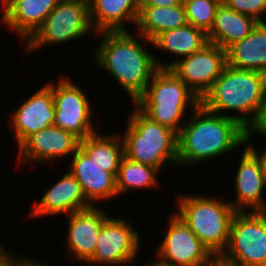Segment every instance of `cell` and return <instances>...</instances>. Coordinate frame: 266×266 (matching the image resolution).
I'll list each match as a JSON object with an SVG mask.
<instances>
[{"instance_id":"cell-1","label":"cell","mask_w":266,"mask_h":266,"mask_svg":"<svg viewBox=\"0 0 266 266\" xmlns=\"http://www.w3.org/2000/svg\"><path fill=\"white\" fill-rule=\"evenodd\" d=\"M136 35H132L130 31L96 33L95 36L101 41L92 56L93 64L113 75L133 103L143 95L159 69V58L151 54L149 48L146 49V45L152 46V41Z\"/></svg>"},{"instance_id":"cell-3","label":"cell","mask_w":266,"mask_h":266,"mask_svg":"<svg viewBox=\"0 0 266 266\" xmlns=\"http://www.w3.org/2000/svg\"><path fill=\"white\" fill-rule=\"evenodd\" d=\"M265 102L266 74L229 65L200 100L206 110L235 119L247 131L258 120Z\"/></svg>"},{"instance_id":"cell-21","label":"cell","mask_w":266,"mask_h":266,"mask_svg":"<svg viewBox=\"0 0 266 266\" xmlns=\"http://www.w3.org/2000/svg\"><path fill=\"white\" fill-rule=\"evenodd\" d=\"M227 65L266 74V22H258L249 35L226 49Z\"/></svg>"},{"instance_id":"cell-4","label":"cell","mask_w":266,"mask_h":266,"mask_svg":"<svg viewBox=\"0 0 266 266\" xmlns=\"http://www.w3.org/2000/svg\"><path fill=\"white\" fill-rule=\"evenodd\" d=\"M201 195H177L175 202L178 209L174 213L214 257H220L227 248L236 210L229 201Z\"/></svg>"},{"instance_id":"cell-2","label":"cell","mask_w":266,"mask_h":266,"mask_svg":"<svg viewBox=\"0 0 266 266\" xmlns=\"http://www.w3.org/2000/svg\"><path fill=\"white\" fill-rule=\"evenodd\" d=\"M189 113L178 133V166L211 161L246 144L248 131L235 119L212 113L201 104Z\"/></svg>"},{"instance_id":"cell-12","label":"cell","mask_w":266,"mask_h":266,"mask_svg":"<svg viewBox=\"0 0 266 266\" xmlns=\"http://www.w3.org/2000/svg\"><path fill=\"white\" fill-rule=\"evenodd\" d=\"M226 65V50L208 43L200 51L177 60L170 69L201 100Z\"/></svg>"},{"instance_id":"cell-18","label":"cell","mask_w":266,"mask_h":266,"mask_svg":"<svg viewBox=\"0 0 266 266\" xmlns=\"http://www.w3.org/2000/svg\"><path fill=\"white\" fill-rule=\"evenodd\" d=\"M91 207L81 190L80 184L67 171L56 183L47 188L28 217L32 218L33 216L34 219H38L39 217L57 216L58 214L68 216Z\"/></svg>"},{"instance_id":"cell-31","label":"cell","mask_w":266,"mask_h":266,"mask_svg":"<svg viewBox=\"0 0 266 266\" xmlns=\"http://www.w3.org/2000/svg\"><path fill=\"white\" fill-rule=\"evenodd\" d=\"M183 4V0H139V7H173Z\"/></svg>"},{"instance_id":"cell-32","label":"cell","mask_w":266,"mask_h":266,"mask_svg":"<svg viewBox=\"0 0 266 266\" xmlns=\"http://www.w3.org/2000/svg\"><path fill=\"white\" fill-rule=\"evenodd\" d=\"M251 140V137H247V140H246V144H248V146L259 156V158L261 159V162H262V166H263V171H264V175H265V178H266V148L261 151V150H258L254 147V144H251L249 141ZM258 150V151H257ZM261 151V152H259Z\"/></svg>"},{"instance_id":"cell-28","label":"cell","mask_w":266,"mask_h":266,"mask_svg":"<svg viewBox=\"0 0 266 266\" xmlns=\"http://www.w3.org/2000/svg\"><path fill=\"white\" fill-rule=\"evenodd\" d=\"M223 3L235 12L253 17L257 22H265L262 16L266 14V0H224Z\"/></svg>"},{"instance_id":"cell-26","label":"cell","mask_w":266,"mask_h":266,"mask_svg":"<svg viewBox=\"0 0 266 266\" xmlns=\"http://www.w3.org/2000/svg\"><path fill=\"white\" fill-rule=\"evenodd\" d=\"M159 170L146 164L138 163L123 157L116 176L118 196L131 192L130 190H145L158 188Z\"/></svg>"},{"instance_id":"cell-13","label":"cell","mask_w":266,"mask_h":266,"mask_svg":"<svg viewBox=\"0 0 266 266\" xmlns=\"http://www.w3.org/2000/svg\"><path fill=\"white\" fill-rule=\"evenodd\" d=\"M80 148V139L55 125L29 136L19 147L21 163H52L73 155Z\"/></svg>"},{"instance_id":"cell-16","label":"cell","mask_w":266,"mask_h":266,"mask_svg":"<svg viewBox=\"0 0 266 266\" xmlns=\"http://www.w3.org/2000/svg\"><path fill=\"white\" fill-rule=\"evenodd\" d=\"M55 107L52 90L44 83L40 89L28 97L14 110L10 131L19 147L29 136L54 124Z\"/></svg>"},{"instance_id":"cell-25","label":"cell","mask_w":266,"mask_h":266,"mask_svg":"<svg viewBox=\"0 0 266 266\" xmlns=\"http://www.w3.org/2000/svg\"><path fill=\"white\" fill-rule=\"evenodd\" d=\"M109 134L94 133L80 140V148L101 168L116 177L124 157V147L121 133Z\"/></svg>"},{"instance_id":"cell-20","label":"cell","mask_w":266,"mask_h":266,"mask_svg":"<svg viewBox=\"0 0 266 266\" xmlns=\"http://www.w3.org/2000/svg\"><path fill=\"white\" fill-rule=\"evenodd\" d=\"M90 21L96 33L129 31L126 22L137 24L139 0H88Z\"/></svg>"},{"instance_id":"cell-29","label":"cell","mask_w":266,"mask_h":266,"mask_svg":"<svg viewBox=\"0 0 266 266\" xmlns=\"http://www.w3.org/2000/svg\"><path fill=\"white\" fill-rule=\"evenodd\" d=\"M256 133L266 137V102L264 103L261 113L256 123L248 130L247 137H252Z\"/></svg>"},{"instance_id":"cell-15","label":"cell","mask_w":266,"mask_h":266,"mask_svg":"<svg viewBox=\"0 0 266 266\" xmlns=\"http://www.w3.org/2000/svg\"><path fill=\"white\" fill-rule=\"evenodd\" d=\"M67 217V254L73 261L87 264L93 258L100 230L109 214L103 207L92 206Z\"/></svg>"},{"instance_id":"cell-17","label":"cell","mask_w":266,"mask_h":266,"mask_svg":"<svg viewBox=\"0 0 266 266\" xmlns=\"http://www.w3.org/2000/svg\"><path fill=\"white\" fill-rule=\"evenodd\" d=\"M71 159L69 172L80 184L91 206H100L96 203L118 197L116 177L111 172L101 168L81 148L72 155Z\"/></svg>"},{"instance_id":"cell-34","label":"cell","mask_w":266,"mask_h":266,"mask_svg":"<svg viewBox=\"0 0 266 266\" xmlns=\"http://www.w3.org/2000/svg\"><path fill=\"white\" fill-rule=\"evenodd\" d=\"M146 266H166V265L160 264V263H158L156 261H150V263L147 264Z\"/></svg>"},{"instance_id":"cell-22","label":"cell","mask_w":266,"mask_h":266,"mask_svg":"<svg viewBox=\"0 0 266 266\" xmlns=\"http://www.w3.org/2000/svg\"><path fill=\"white\" fill-rule=\"evenodd\" d=\"M208 43L207 33L189 23L163 32L152 40L154 48L176 57L175 61H170L169 63L159 62V68H170L177 60L200 51Z\"/></svg>"},{"instance_id":"cell-10","label":"cell","mask_w":266,"mask_h":266,"mask_svg":"<svg viewBox=\"0 0 266 266\" xmlns=\"http://www.w3.org/2000/svg\"><path fill=\"white\" fill-rule=\"evenodd\" d=\"M126 218L109 216L103 223L89 265L126 266L136 260L141 250V236Z\"/></svg>"},{"instance_id":"cell-23","label":"cell","mask_w":266,"mask_h":266,"mask_svg":"<svg viewBox=\"0 0 266 266\" xmlns=\"http://www.w3.org/2000/svg\"><path fill=\"white\" fill-rule=\"evenodd\" d=\"M257 23L253 17L235 12L222 2L217 8L213 26L207 33L209 43L226 50L247 37Z\"/></svg>"},{"instance_id":"cell-14","label":"cell","mask_w":266,"mask_h":266,"mask_svg":"<svg viewBox=\"0 0 266 266\" xmlns=\"http://www.w3.org/2000/svg\"><path fill=\"white\" fill-rule=\"evenodd\" d=\"M235 176V198L230 201L236 211H266V178L259 156L245 144ZM236 199V200H235ZM247 208V209H246Z\"/></svg>"},{"instance_id":"cell-24","label":"cell","mask_w":266,"mask_h":266,"mask_svg":"<svg viewBox=\"0 0 266 266\" xmlns=\"http://www.w3.org/2000/svg\"><path fill=\"white\" fill-rule=\"evenodd\" d=\"M188 24L183 4L173 7H139L135 34L150 41L157 35Z\"/></svg>"},{"instance_id":"cell-27","label":"cell","mask_w":266,"mask_h":266,"mask_svg":"<svg viewBox=\"0 0 266 266\" xmlns=\"http://www.w3.org/2000/svg\"><path fill=\"white\" fill-rule=\"evenodd\" d=\"M222 2L217 0H183L187 22L208 33L213 26L217 8Z\"/></svg>"},{"instance_id":"cell-33","label":"cell","mask_w":266,"mask_h":266,"mask_svg":"<svg viewBox=\"0 0 266 266\" xmlns=\"http://www.w3.org/2000/svg\"><path fill=\"white\" fill-rule=\"evenodd\" d=\"M210 266H237V265L231 264L223 260L221 257H214L210 263Z\"/></svg>"},{"instance_id":"cell-7","label":"cell","mask_w":266,"mask_h":266,"mask_svg":"<svg viewBox=\"0 0 266 266\" xmlns=\"http://www.w3.org/2000/svg\"><path fill=\"white\" fill-rule=\"evenodd\" d=\"M96 34L90 21L88 0H60L44 23L25 42L30 54L50 44L58 45Z\"/></svg>"},{"instance_id":"cell-30","label":"cell","mask_w":266,"mask_h":266,"mask_svg":"<svg viewBox=\"0 0 266 266\" xmlns=\"http://www.w3.org/2000/svg\"><path fill=\"white\" fill-rule=\"evenodd\" d=\"M4 245H0V266H21V256L15 255L12 251H6Z\"/></svg>"},{"instance_id":"cell-8","label":"cell","mask_w":266,"mask_h":266,"mask_svg":"<svg viewBox=\"0 0 266 266\" xmlns=\"http://www.w3.org/2000/svg\"><path fill=\"white\" fill-rule=\"evenodd\" d=\"M220 257L237 266H266V211H236Z\"/></svg>"},{"instance_id":"cell-19","label":"cell","mask_w":266,"mask_h":266,"mask_svg":"<svg viewBox=\"0 0 266 266\" xmlns=\"http://www.w3.org/2000/svg\"><path fill=\"white\" fill-rule=\"evenodd\" d=\"M60 0H1V25L16 32L19 41L28 40L44 23Z\"/></svg>"},{"instance_id":"cell-9","label":"cell","mask_w":266,"mask_h":266,"mask_svg":"<svg viewBox=\"0 0 266 266\" xmlns=\"http://www.w3.org/2000/svg\"><path fill=\"white\" fill-rule=\"evenodd\" d=\"M70 78L60 76L56 83L50 80L46 85L52 90L55 107V126L74 134L80 140L99 131L93 125L90 98Z\"/></svg>"},{"instance_id":"cell-11","label":"cell","mask_w":266,"mask_h":266,"mask_svg":"<svg viewBox=\"0 0 266 266\" xmlns=\"http://www.w3.org/2000/svg\"><path fill=\"white\" fill-rule=\"evenodd\" d=\"M168 229L157 247V260L166 266H210L214 256L175 213L169 216Z\"/></svg>"},{"instance_id":"cell-6","label":"cell","mask_w":266,"mask_h":266,"mask_svg":"<svg viewBox=\"0 0 266 266\" xmlns=\"http://www.w3.org/2000/svg\"><path fill=\"white\" fill-rule=\"evenodd\" d=\"M193 111L200 99L170 69L159 68L134 105L150 120L181 131L187 107Z\"/></svg>"},{"instance_id":"cell-5","label":"cell","mask_w":266,"mask_h":266,"mask_svg":"<svg viewBox=\"0 0 266 266\" xmlns=\"http://www.w3.org/2000/svg\"><path fill=\"white\" fill-rule=\"evenodd\" d=\"M121 139L124 156L159 171L178 165V133L146 117L136 106ZM164 167V168H163Z\"/></svg>"}]
</instances>
